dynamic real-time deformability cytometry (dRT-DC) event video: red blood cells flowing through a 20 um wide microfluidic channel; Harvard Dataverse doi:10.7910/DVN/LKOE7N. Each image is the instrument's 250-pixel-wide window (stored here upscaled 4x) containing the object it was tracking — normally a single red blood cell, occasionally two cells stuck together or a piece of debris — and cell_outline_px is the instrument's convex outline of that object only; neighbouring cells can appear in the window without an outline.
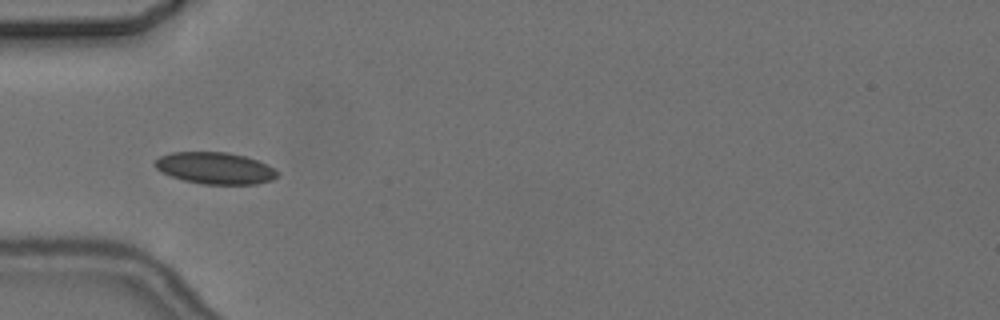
{"species": "common noctule bat (a hibernating species)", "species_latin": "Nyctalus noctula", "temperature_condition": "cold", "stored_images_in_passage": 1, "camera_frame_rate_fps": 3000, "um_per_image_px": 0.085, "animal": {"sex": "female", "body_mass_g": 24.6, "forearm_length_mm": 56.2}, "frame": {"image": 1, "passage_image": 1, "time_ms": 0.0, "image_size_px": [1000, 320], "cell_outline_px": [[280, 172], [272, 180], [256, 184], [204, 184], [184, 180], [160, 172], [152, 164], [160, 156], [172, 152], [228, 152], [244, 156], [256, 160]], "centroid_in_image_um": [18.25, 14.29], "position_along_channel_um": 66.8, "area_um2": 22.48}}